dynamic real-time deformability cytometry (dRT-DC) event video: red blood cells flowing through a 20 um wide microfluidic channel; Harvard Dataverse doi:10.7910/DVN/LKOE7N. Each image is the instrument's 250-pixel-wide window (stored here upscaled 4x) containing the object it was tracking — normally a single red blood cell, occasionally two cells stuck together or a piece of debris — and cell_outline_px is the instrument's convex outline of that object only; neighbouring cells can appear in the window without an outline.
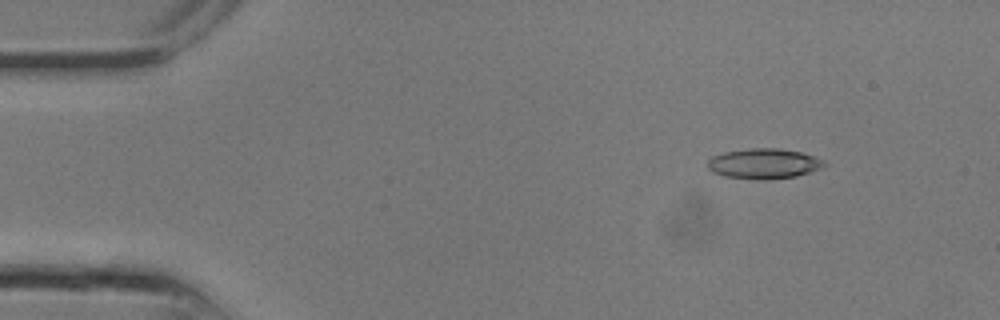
{"species": "common noctule bat (a hibernating species)", "species_latin": "Nyctalus noctula", "temperature_condition": "room temperature", "stored_images_in_passage": 17, "camera_frame_rate_fps": 3000, "um_per_image_px": 0.085, "animal": {"sex": "male", "body_mass_g": 13.3}, "frame": {"image": 1, "passage_image": 3, "time_ms": 0.667, "image_size_px": [1000, 320], "cell_outline_px": [[828, 164], [812, 172], [796, 176], [768, 180], [760, 180], [724, 176], [712, 172], [708, 168], [708, 160], [712, 156], [724, 152], [748, 148], [780, 148], [800, 152], [824, 160]], "centroid_in_image_um": [64.93, 13.91], "position_along_channel_um": 20.1, "area_um2": 20.69}}
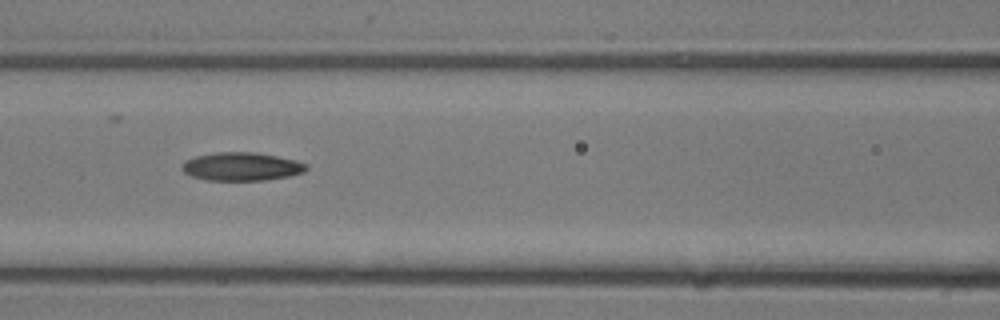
{"frame": {"image": 2, "passage_image": 11, "time_ms": 3.333, "image_size_px": [1000, 320], "cell_outline_px": [[308, 168], [304, 172], [288, 176], [264, 180], [204, 180], [192, 176], [184, 172], [180, 168], [184, 160], [196, 156], [216, 152], [256, 152], [296, 160], [308, 164]], "centroid_in_image_um": [20.51, 14.15], "position_along_channel_um": 146.1, "area_um2": 20.58}}
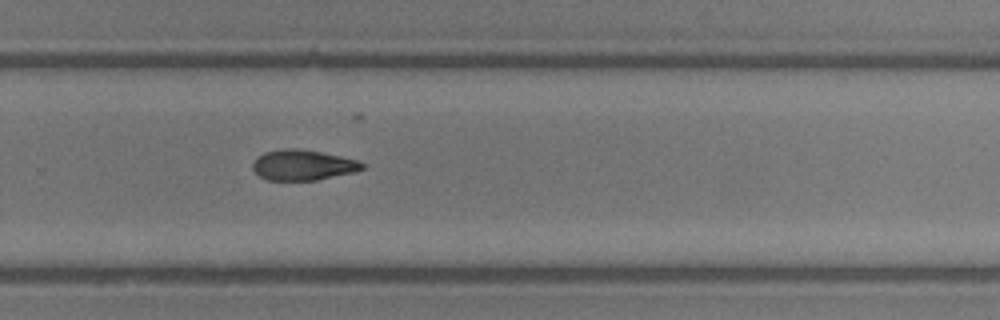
{"frame": {"image": 3, "passage_image": 17, "time_ms": 5.333, "image_size_px": [1000, 320], "cell_outline_px": [[364, 168], [356, 172], [316, 180], [268, 180], [260, 176], [252, 168], [252, 164], [264, 152], [284, 148], [296, 148], [320, 152], [340, 156], [356, 160], [364, 164]], "centroid_in_image_um": [25.76, 14.03], "position_along_channel_um": 304.0, "area_um2": 19.25}}